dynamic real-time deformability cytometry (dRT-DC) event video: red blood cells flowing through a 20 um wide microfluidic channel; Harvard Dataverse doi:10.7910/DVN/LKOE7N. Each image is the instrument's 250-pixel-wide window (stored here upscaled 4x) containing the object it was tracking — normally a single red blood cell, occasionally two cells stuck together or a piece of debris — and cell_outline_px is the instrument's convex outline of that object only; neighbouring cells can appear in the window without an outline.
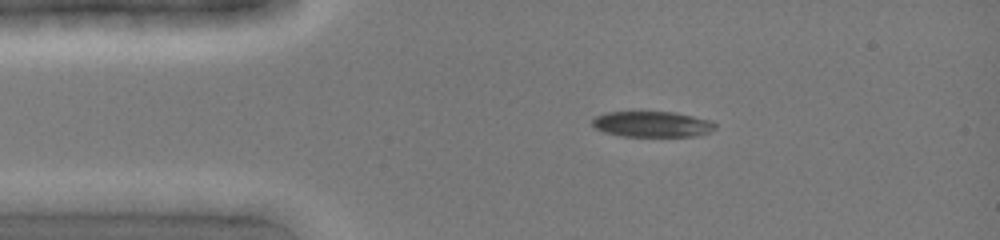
{"species": "common noctule bat (a hibernating species)", "species_latin": "Nyctalus noctula", "temperature_condition": "cold", "stored_images_in_passage": 6, "camera_frame_rate_fps": 3000, "um_per_image_px": 0.085, "animal": {"sex": "female", "body_mass_g": 19.0, "forearm_length_mm": 51.5}, "frame": {"image": 1, "passage_image": 2, "time_ms": 0.333, "image_size_px": [1000, 240], "cell_outline_px": [[716, 128], [700, 136], [620, 136], [604, 132], [592, 128], [592, 120], [596, 116], [604, 112], [676, 112], [712, 120], [716, 124]], "centroid_in_image_um": [55.43, 10.55], "position_along_channel_um": 29.6, "area_um2": 18.67}}
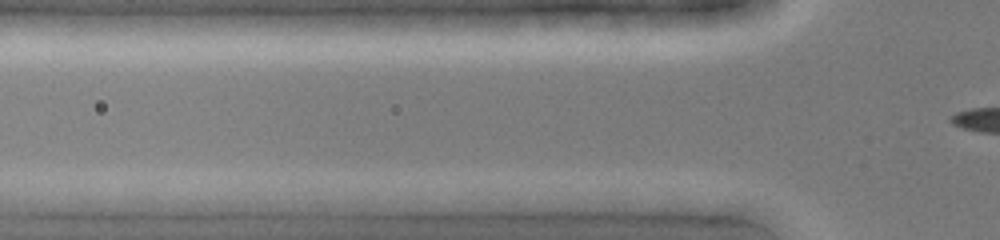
{"frame": {"image": 2, "passage_image": 4, "time_ms": 1.0, "image_size_px": [1000, 240], "cell_outline_px": [[584, 200], [568, 212], [444, 200], [464, 192], [560, 192]], "centroid_in_image_um": [44.37, 16.99], "position_along_channel_um": 81.4, "area_um2": 12.89}}